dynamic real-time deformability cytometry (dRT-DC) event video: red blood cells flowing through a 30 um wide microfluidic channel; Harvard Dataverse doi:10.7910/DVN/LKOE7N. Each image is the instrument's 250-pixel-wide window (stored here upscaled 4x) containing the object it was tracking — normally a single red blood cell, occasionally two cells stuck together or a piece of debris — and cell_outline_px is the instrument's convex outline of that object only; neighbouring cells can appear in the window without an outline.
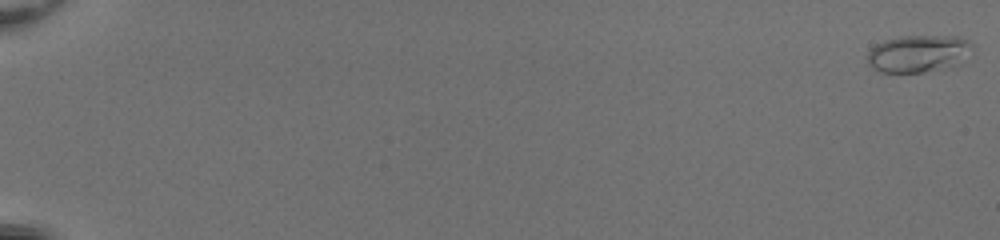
{"species": "common noctule bat (a hibernating species)", "species_latin": "Nyctalus noctula", "temperature_condition": "room temperature", "stored_images_in_passage": 53, "camera_frame_rate_fps": 3000, "um_per_image_px": 0.085, "animal": {"sex": "female", "body_mass_g": 20.0, "forearm_length_mm": 54.0}, "frame": {"image": 1, "passage_image": 1, "time_ms": 0.0, "image_size_px": [1000, 240], "cell_outline_px": [[972, 48], [956, 68], [924, 72], [880, 72], [872, 68], [868, 64], [868, 52], [876, 44], [884, 40], [900, 36], [960, 36], [968, 40], [972, 44]], "centroid_in_image_um": [78.08, 4.57], "position_along_channel_um": 6.9, "area_um2": 23.12}}
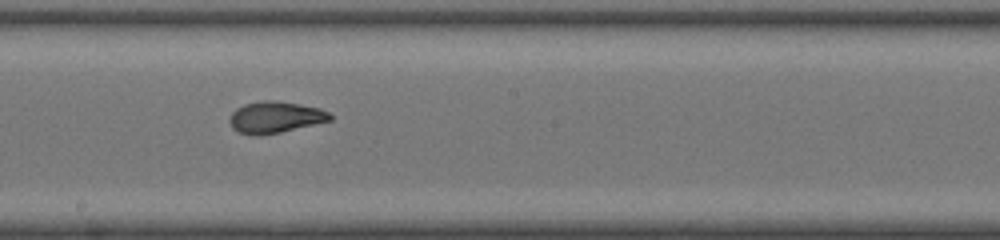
{"frame": {"image": 2, "passage_image": 33, "time_ms": 10.667, "image_size_px": [1000, 240], "cell_outline_px": [[332, 120], [280, 132], [260, 136], [252, 136], [236, 132], [232, 128], [228, 120], [232, 112], [236, 108], [244, 104], [264, 100], [276, 100], [300, 104], [320, 108], [328, 112], [332, 116]], "centroid_in_image_um": [23.35, 9.97], "position_along_channel_um": 224.9, "area_um2": 18.67}}
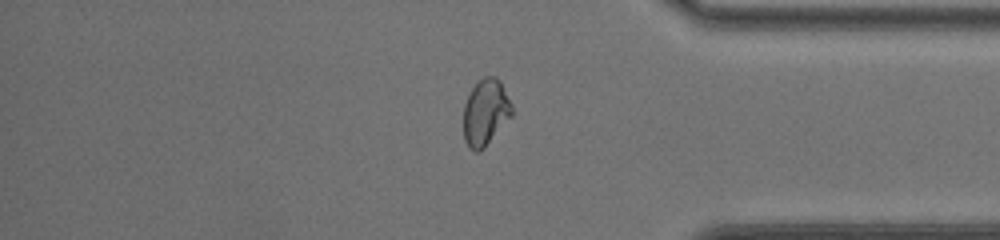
{"frame": {"image": 3, "passage_image": 46, "time_ms": 15.0, "image_size_px": [1000, 240], "cell_outline_px": [[512, 116], [484, 148], [480, 152], [476, 152], [468, 148], [464, 140], [464, 104], [472, 88], [484, 76], [496, 76], [500, 80], [512, 104]], "centroid_in_image_um": [41.27, 9.56], "position_along_channel_um": 393.9, "area_um2": 18.79}, "authors_computed_cell_mechanics": {"area_um2": 18.7272, "velocity_mm_per_s": 4.16, "shape_relaxation_time_tau1_ms": 10.8762, "shape_relaxation_time_tau2_ms": 0.9719, "deformation_change_tau1": 0.3187, "deformation_change_tau2": 0.0591}}